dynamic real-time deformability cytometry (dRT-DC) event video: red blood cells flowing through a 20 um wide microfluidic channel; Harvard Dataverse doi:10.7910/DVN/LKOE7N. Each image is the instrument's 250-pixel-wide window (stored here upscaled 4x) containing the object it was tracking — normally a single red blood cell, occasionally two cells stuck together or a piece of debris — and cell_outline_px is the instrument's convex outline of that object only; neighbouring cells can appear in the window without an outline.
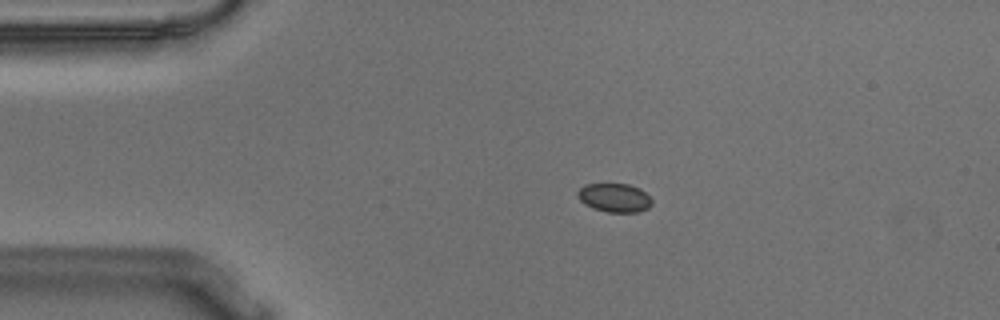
{"species": "Egyptian fruit bat (a non-hibernating species)", "species_latin": "Rousettus aegyptiacus", "temperature_condition": "warm", "stored_images_in_passage": 53, "camera_frame_rate_fps": 3000, "um_per_image_px": 0.085, "animal": {"sex": "male"}, "frame": {"image": 1, "passage_image": 9, "time_ms": 2.667, "image_size_px": [1000, 320], "cell_outline_px": [[652, 204], [648, 208], [636, 212], [608, 212], [592, 208], [584, 204], [576, 196], [576, 192], [584, 184], [628, 184], [640, 188], [652, 200]], "centroid_in_image_um": [52.2, 16.8], "position_along_channel_um": 32.8, "area_um2": 12.48}}
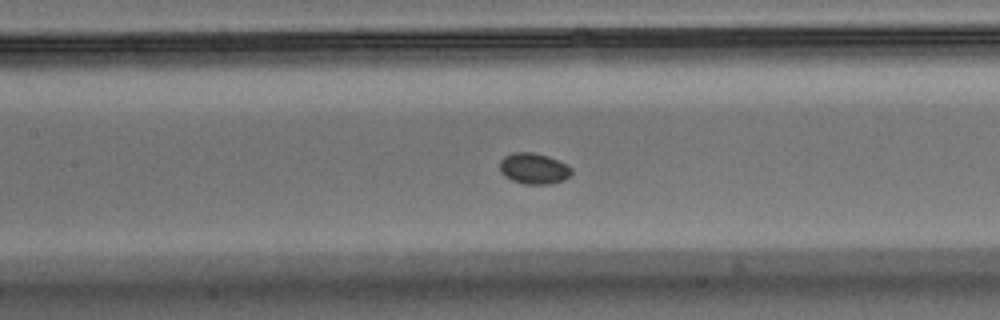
{"frame": {"image": 2, "passage_image": 23, "time_ms": 7.333, "image_size_px": [1000, 320], "cell_outline_px": [[572, 172], [564, 180], [548, 184], [524, 184], [512, 180], [504, 176], [500, 172], [500, 160], [504, 156], [512, 152], [532, 152], [548, 156], [568, 164], [572, 168]], "centroid_in_image_um": [45.36, 14.32], "position_along_channel_um": 162.0, "area_um2": 13.06}}
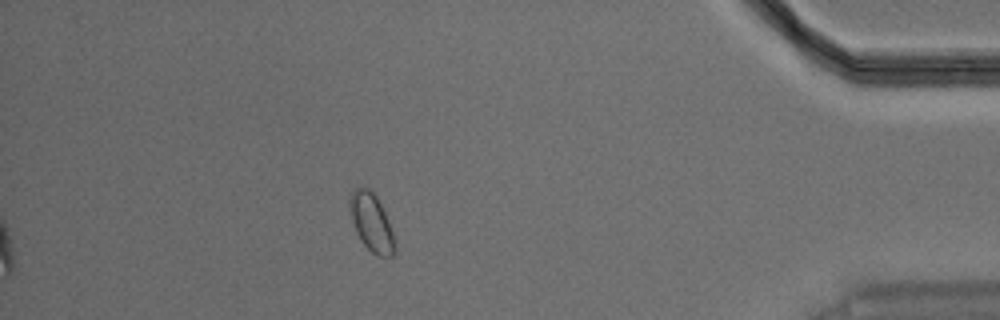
{"frame": {"image": 3, "passage_image": 47, "time_ms": 15.333, "image_size_px": [1000, 320], "cell_outline_px": [[396, 252], [392, 256], [376, 256], [360, 240], [356, 232], [352, 220], [348, 204], [348, 200], [352, 192], [356, 188], [368, 188], [376, 196], [388, 220], [396, 244]], "centroid_in_image_um": [31.57, 18.93], "position_along_channel_um": 403.6, "area_um2": 15.09}, "authors_computed_cell_mechanics": {"area_um2": 12.7738, "velocity_mm_per_s": 3.6027, "shape_relaxation_time_tau1_ms": null, "shape_relaxation_time_tau2_ms": 6.9503, "deformation_change_tau1": null, "deformation_change_tau2": 0.0485}}